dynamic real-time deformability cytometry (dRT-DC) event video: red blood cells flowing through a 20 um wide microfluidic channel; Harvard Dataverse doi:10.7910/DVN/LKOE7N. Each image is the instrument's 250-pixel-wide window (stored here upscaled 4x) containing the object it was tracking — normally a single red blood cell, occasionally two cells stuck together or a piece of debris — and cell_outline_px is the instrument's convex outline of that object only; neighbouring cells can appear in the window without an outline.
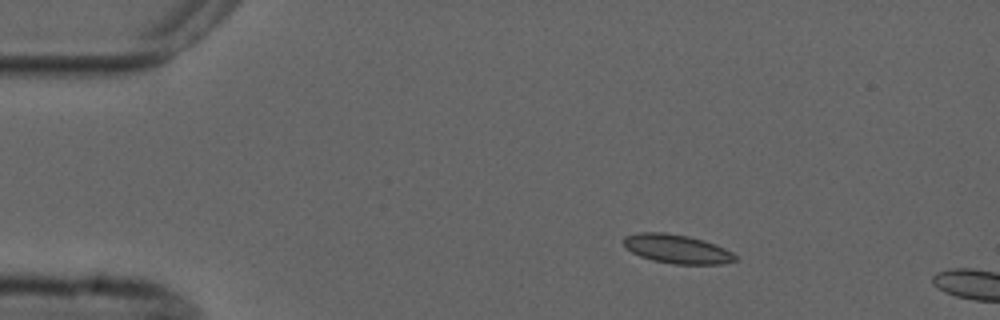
{"species": "common noctule bat (a hibernating species)", "species_latin": "Nyctalus noctula", "temperature_condition": "cold", "stored_images_in_passage": 4, "camera_frame_rate_fps": 3000, "um_per_image_px": 0.085, "animal": {"sex": "male", "forearm_length_mm": 52.5}, "frame": {"image": 1, "passage_image": 2, "time_ms": 1.0, "image_size_px": [1000, 320], "cell_outline_px": [[736, 260], [724, 264], [672, 264], [652, 260], [640, 256], [624, 248], [620, 240], [624, 236], [640, 232], [664, 232], [688, 236], [704, 240], [716, 244], [732, 252], [736, 256]], "centroid_in_image_um": [57.49, 21.15], "position_along_channel_um": 27.5, "area_um2": 19.07}}